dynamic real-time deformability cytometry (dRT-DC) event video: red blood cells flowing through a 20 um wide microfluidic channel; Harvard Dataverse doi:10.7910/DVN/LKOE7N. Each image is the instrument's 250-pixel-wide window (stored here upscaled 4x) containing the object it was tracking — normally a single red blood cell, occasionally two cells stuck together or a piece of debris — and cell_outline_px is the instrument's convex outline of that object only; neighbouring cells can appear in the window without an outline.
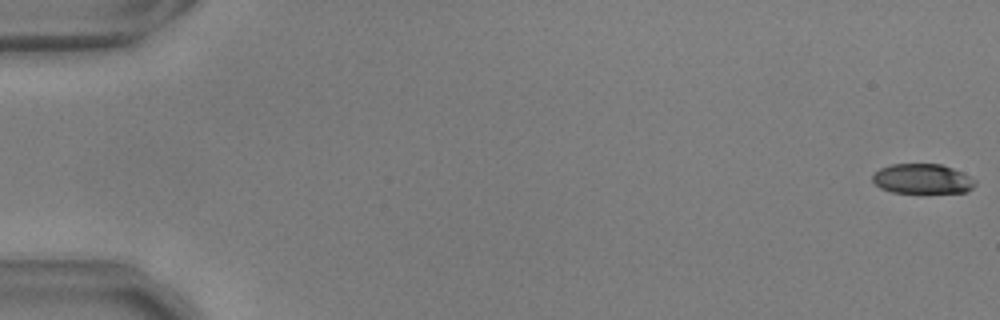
{"species": "common noctule bat (a hibernating species)", "species_latin": "Nyctalus noctula", "temperature_condition": "warm", "stored_images_in_passage": 55, "camera_frame_rate_fps": 3000, "um_per_image_px": 0.085, "animal": {"sex": "male", "body_mass_g": 17.9, "forearm_length_mm": 54.2}, "frame": {"image": 1, "passage_image": 1, "time_ms": 0.0, "image_size_px": [1000, 320], "cell_outline_px": [[976, 184], [968, 192], [892, 192], [880, 188], [872, 180], [872, 176], [880, 168], [892, 164], [940, 164], [952, 168], [976, 180]], "centroid_in_image_um": [78.39, 15.2], "position_along_channel_um": 6.6, "area_um2": 17.63}}
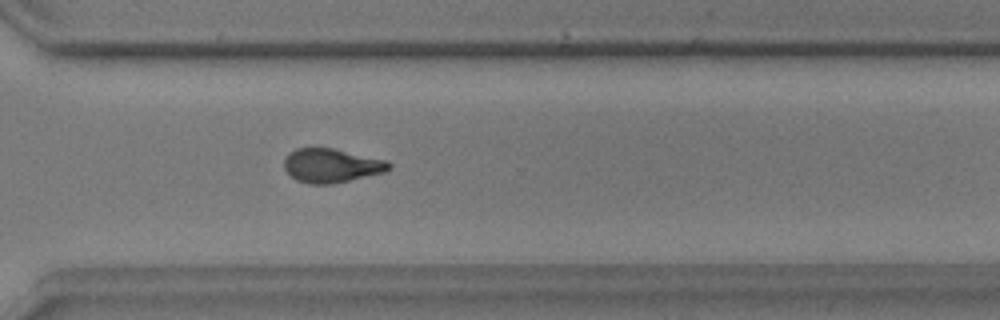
{"frame": {"image": 2, "passage_image": 41, "time_ms": 13.333, "image_size_px": [1000, 320], "cell_outline_px": [[392, 168], [384, 172], [332, 184], [308, 184], [296, 180], [284, 168], [284, 160], [288, 152], [296, 148], [332, 148], [388, 160], [392, 164]], "centroid_in_image_um": [28.18, 14.07], "position_along_channel_um": 342.4, "area_um2": 20.81}}
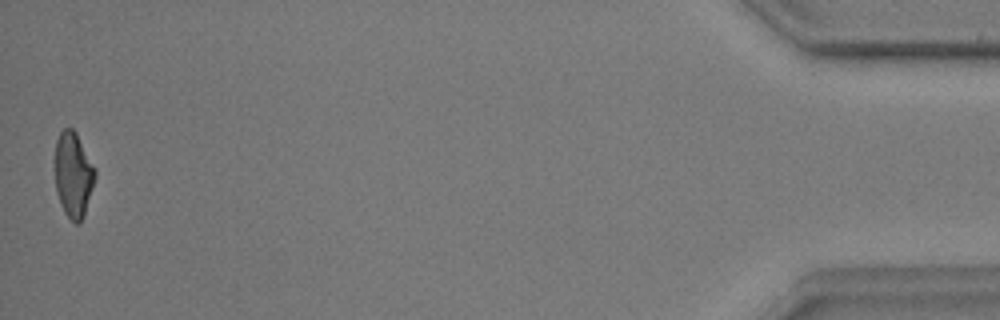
{"frame": {"image": 3, "passage_image": 55, "time_ms": 18.0, "image_size_px": [1000, 320], "cell_outline_px": [[96, 176], [84, 216], [80, 224], [76, 224], [64, 212], [60, 204], [56, 192], [56, 140], [60, 132], [64, 128], [72, 128], [76, 132], [96, 168]], "centroid_in_image_um": [6.25, 14.86], "position_along_channel_um": 428.9, "area_um2": 19.94}, "authors_computed_cell_mechanics": {"area_um2": 20.5768, "velocity_mm_per_s": 3.7136, "shape_relaxation_time_tau1_ms": 3.8962, "shape_relaxation_time_tau2_ms": 1.953, "deformation_change_tau1": 0.1516, "deformation_change_tau2": 0.0956}}